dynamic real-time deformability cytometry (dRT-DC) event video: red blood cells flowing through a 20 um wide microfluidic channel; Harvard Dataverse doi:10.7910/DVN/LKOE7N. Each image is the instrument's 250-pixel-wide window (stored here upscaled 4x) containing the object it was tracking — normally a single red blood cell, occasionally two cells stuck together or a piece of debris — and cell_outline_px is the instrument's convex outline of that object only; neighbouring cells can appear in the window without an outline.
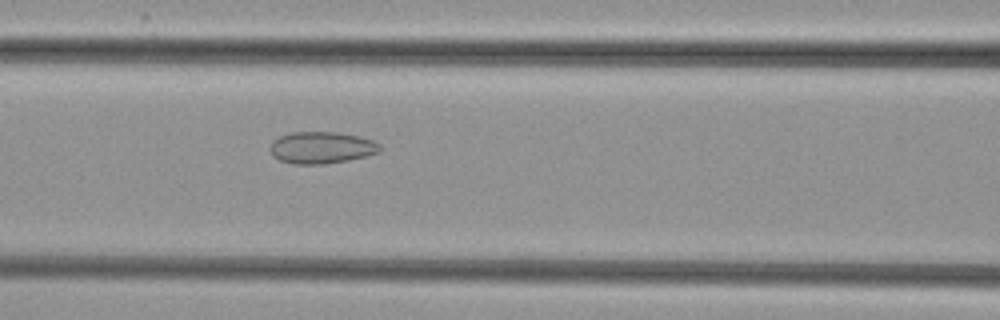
{"species": "common noctule bat (a hibernating species)", "species_latin": "Nyctalus noctula", "temperature_condition": "cold", "stored_images_in_passage": 37, "camera_frame_rate_fps": 3000, "um_per_image_px": 0.085, "animal": {"sex": "female", "body_mass_g": 29.2, "forearm_length_mm": 56.3}, "frame": {"image": 1, "passage_image": 7, "time_ms": 2.0, "image_size_px": [1000, 320], "cell_outline_px": [[380, 152], [348, 160], [324, 164], [292, 164], [280, 160], [272, 156], [268, 148], [272, 140], [280, 136], [292, 132], [336, 132], [356, 136], [372, 140], [380, 144]], "centroid_in_image_um": [27.27, 12.55], "position_along_channel_um": 139.3, "area_um2": 20.4}}
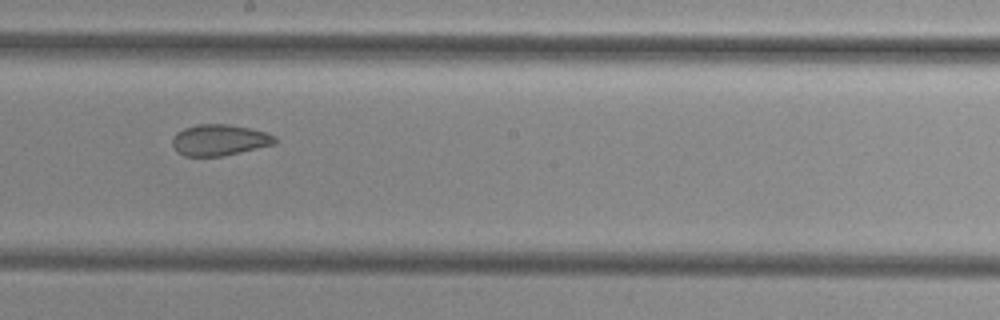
{"frame": {"image": 2, "passage_image": 14, "time_ms": 4.333, "image_size_px": [1000, 320], "cell_outline_px": [[276, 144], [224, 156], [184, 156], [176, 152], [172, 144], [172, 136], [176, 132], [184, 128], [196, 124], [228, 124], [248, 128], [264, 132], [276, 136]], "centroid_in_image_um": [18.62, 11.91], "position_along_channel_um": 229.6, "area_um2": 18.79}}
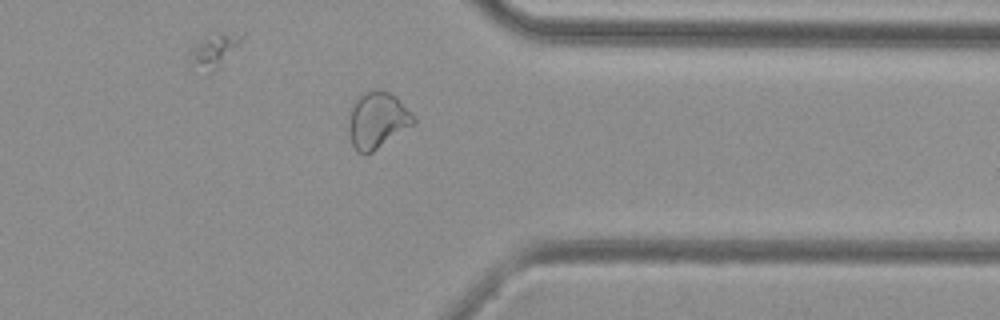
{"frame": {"image": 3, "passage_image": 26, "time_ms": 8.333, "image_size_px": [1000, 320], "cell_outline_px": [[416, 124], [372, 152], [364, 156], [356, 152], [352, 144], [348, 132], [348, 116], [352, 104], [356, 96], [364, 92], [376, 88], [388, 92], [396, 96], [416, 116]], "centroid_in_image_um": [32.07, 10.21], "position_along_channel_um": 379.3, "area_um2": 22.08}}